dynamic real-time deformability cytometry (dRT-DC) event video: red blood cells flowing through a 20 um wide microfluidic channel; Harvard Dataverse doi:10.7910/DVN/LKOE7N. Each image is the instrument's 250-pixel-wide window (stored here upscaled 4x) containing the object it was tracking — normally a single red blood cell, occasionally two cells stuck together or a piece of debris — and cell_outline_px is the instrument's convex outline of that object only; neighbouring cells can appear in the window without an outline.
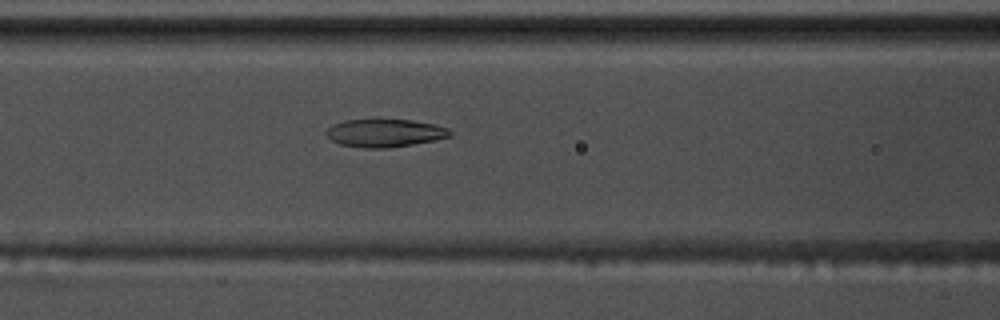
{"species": "common noctule bat (a hibernating species)", "species_latin": "Nyctalus noctula", "temperature_condition": "warm", "stored_images_in_passage": 56, "camera_frame_rate_fps": 3000, "um_per_image_px": 0.085, "animal": {"sex": "male", "body_mass_g": 17.5, "forearm_length_mm": 52.3}, "frame": {"image": 1, "passage_image": 24, "time_ms": 7.667, "image_size_px": [1000, 320], "cell_outline_px": [[452, 136], [436, 140], [388, 148], [364, 148], [340, 144], [332, 140], [324, 132], [332, 124], [344, 120], [376, 116], [412, 120], [436, 124], [448, 128], [452, 132]], "centroid_in_image_um": [32.7, 11.25], "position_along_channel_um": 133.9, "area_um2": 21.15}}
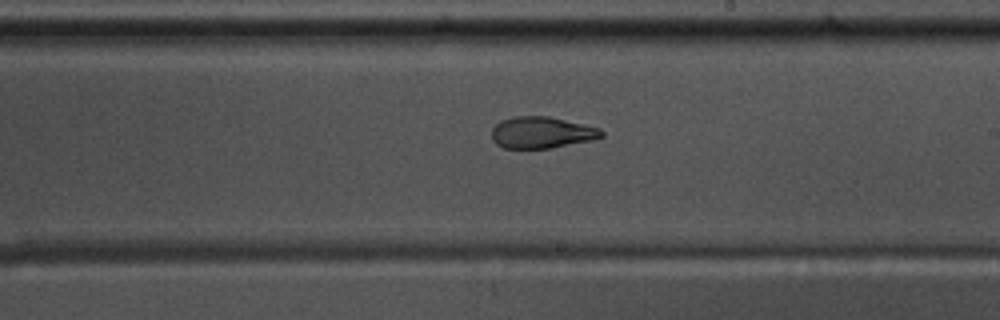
{"frame": {"image": 2, "passage_image": 33, "time_ms": 10.667, "image_size_px": [1000, 320], "cell_outline_px": [[604, 136], [592, 140], [552, 148], [504, 148], [496, 144], [492, 140], [492, 128], [500, 120], [512, 116], [548, 116], [600, 128], [604, 132]], "centroid_in_image_um": [46.03, 11.26], "position_along_channel_um": 243.0, "area_um2": 20.29}}
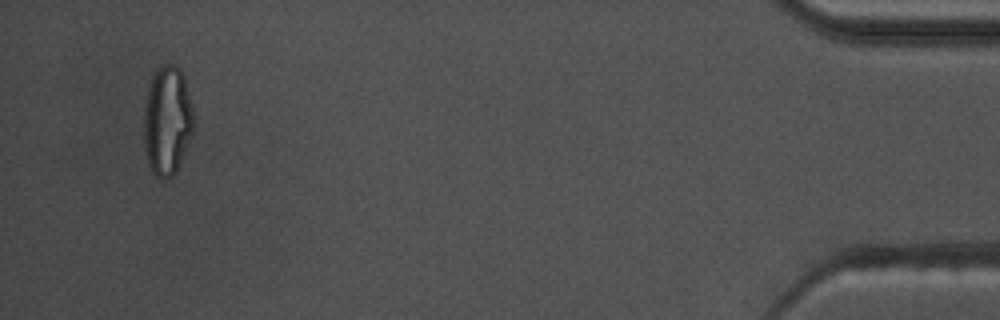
{"frame": {"image": 3, "passage_image": 54, "time_ms": 17.667, "image_size_px": [1000, 320], "cell_outline_px": [[196, 128], [180, 164], [176, 172], [172, 176], [156, 176], [152, 172], [148, 164], [144, 144], [144, 104], [148, 84], [156, 68], [164, 64], [176, 64], [180, 68], [184, 76], [196, 124]], "centroid_in_image_um": [14.23, 10.22], "position_along_channel_um": 421.0, "area_um2": 32.31}, "authors_computed_cell_mechanics": {"area_um2": 22.1374, "velocity_mm_per_s": 3.6538, "shape_relaxation_time_tau1_ms": null, "shape_relaxation_time_tau2_ms": 2.2924, "deformation_change_tau1": null, "deformation_change_tau2": 0.0948}}